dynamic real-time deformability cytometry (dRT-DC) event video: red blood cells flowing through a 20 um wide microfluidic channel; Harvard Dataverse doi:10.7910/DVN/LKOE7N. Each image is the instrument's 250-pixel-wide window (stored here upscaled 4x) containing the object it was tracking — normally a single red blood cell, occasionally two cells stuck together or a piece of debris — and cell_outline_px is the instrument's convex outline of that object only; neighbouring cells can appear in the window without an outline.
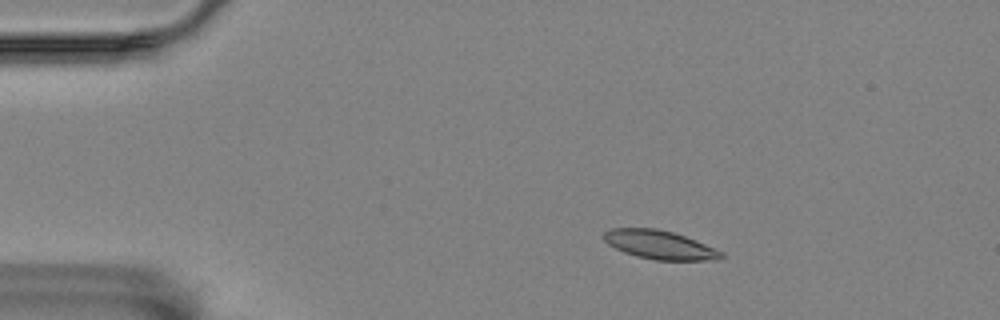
{"species": "Egyptian fruit bat (a non-hibernating species)", "species_latin": "Rousettus aegyptiacus", "temperature_condition": "room temperature", "stored_images_in_passage": 4, "camera_frame_rate_fps": 3000, "um_per_image_px": 0.085, "animal": {"sex": "female"}, "frame": {"image": 1, "passage_image": 3, "time_ms": 3.0, "image_size_px": [1000, 320], "cell_outline_px": [[724, 256], [720, 260], [656, 260], [636, 256], [624, 252], [608, 244], [604, 240], [604, 232], [612, 228], [656, 228], [672, 232], [684, 236], [724, 252]], "centroid_in_image_um": [56.08, 20.81], "position_along_channel_um": 28.9, "area_um2": 19.48}}